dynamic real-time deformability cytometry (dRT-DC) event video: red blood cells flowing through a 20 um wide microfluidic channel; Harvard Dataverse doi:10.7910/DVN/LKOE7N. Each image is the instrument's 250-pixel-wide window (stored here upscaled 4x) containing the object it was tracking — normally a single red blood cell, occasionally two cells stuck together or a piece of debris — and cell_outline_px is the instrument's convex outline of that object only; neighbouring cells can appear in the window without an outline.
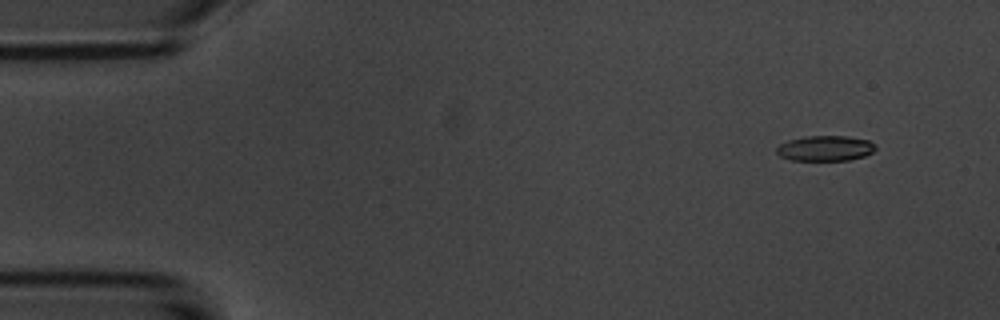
{"species": "common noctule bat (a hibernating species)", "species_latin": "Nyctalus noctula", "temperature_condition": "room temperature", "stored_images_in_passage": 4, "camera_frame_rate_fps": 3000, "um_per_image_px": 0.085, "animal": {"sex": "male", "body_mass_g": 20.1, "forearm_length_mm": 53.5}, "frame": {"image": 1, "passage_image": 1, "time_ms": 0.0, "image_size_px": [1000, 320], "cell_outline_px": [[876, 148], [872, 152], [864, 156], [848, 160], [792, 160], [780, 156], [776, 152], [776, 148], [780, 144], [788, 140], [808, 136], [848, 136], [868, 140]], "centroid_in_image_um": [70.12, 12.6], "position_along_channel_um": 14.9, "area_um2": 14.45}}
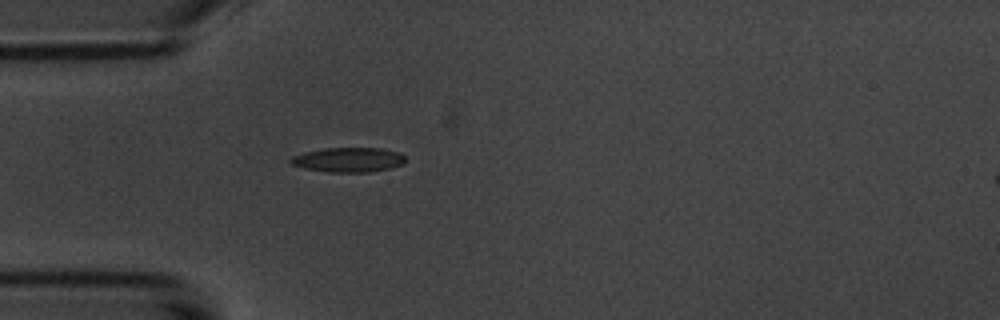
{"frame": {"image": 2, "passage_image": 4, "time_ms": 3.667, "image_size_px": [1000, 320], "cell_outline_px": [[404, 164], [388, 168], [368, 172], [328, 172], [304, 168], [292, 164], [288, 160], [292, 156], [304, 152], [324, 148], [380, 148], [400, 152], [404, 156]], "centroid_in_image_um": [29.6, 13.57], "position_along_channel_um": 55.4, "area_um2": 16.42}}